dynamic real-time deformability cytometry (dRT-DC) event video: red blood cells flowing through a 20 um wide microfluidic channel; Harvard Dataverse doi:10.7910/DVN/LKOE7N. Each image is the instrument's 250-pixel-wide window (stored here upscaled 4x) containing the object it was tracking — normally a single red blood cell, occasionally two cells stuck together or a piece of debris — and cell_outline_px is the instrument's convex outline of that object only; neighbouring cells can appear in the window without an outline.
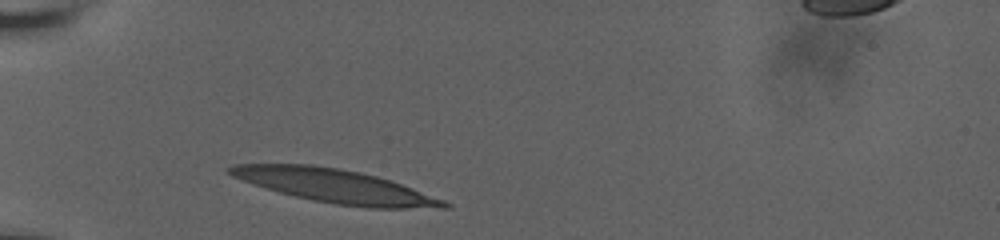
{"species": "human", "species_latin": "Homo sapiens", "temperature_condition": "room temperature", "stored_images_in_passage": 6, "camera_frame_rate_fps": 3000, "um_per_image_px": 0.085, "donor": {"sex": "male"}, "frame": {"image": 1, "passage_image": 1, "time_ms": 0.0, "image_size_px": [1000, 240], "cell_outline_px": [[452, 208], [368, 208], [336, 204], [312, 200], [280, 192], [252, 184], [232, 176], [224, 168], [232, 164], [312, 164], [360, 172], [376, 176], [400, 184], [444, 200], [452, 204]], "centroid_in_image_um": [28.46, 15.81], "position_along_channel_um": 56.5, "area_um2": 41.5}}
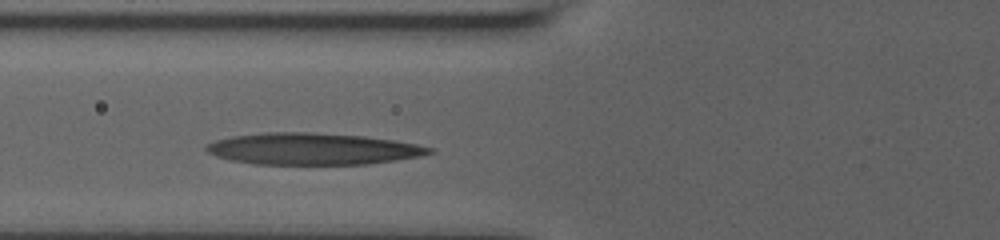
{"frame": {"image": 2, "passage_image": 4, "time_ms": 1.667, "image_size_px": [1000, 240], "cell_outline_px": [[436, 152], [420, 156], [396, 160], [368, 164], [256, 164], [232, 160], [216, 156], [208, 152], [204, 148], [208, 144], [216, 140], [232, 136], [268, 132], [308, 132], [364, 136], [392, 140], [416, 144], [432, 148]], "centroid_in_image_um": [26.59, 12.65], "position_along_channel_um": 99.2, "area_um2": 40.92}}
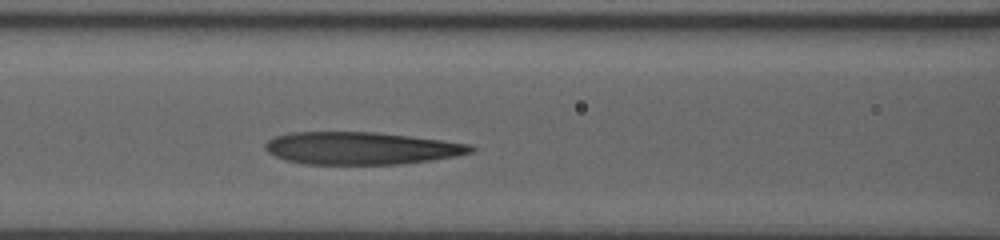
{"frame": {"image": 3, "passage_image": 6, "time_ms": 2.667, "image_size_px": [1000, 240], "cell_outline_px": [[476, 148], [472, 152], [456, 156], [400, 164], [304, 164], [284, 160], [268, 152], [264, 148], [264, 144], [268, 140], [276, 136], [292, 132], [376, 132], [440, 140], [468, 144]], "centroid_in_image_um": [30.64, 12.6], "position_along_channel_um": 136.0, "area_um2": 38.67}}